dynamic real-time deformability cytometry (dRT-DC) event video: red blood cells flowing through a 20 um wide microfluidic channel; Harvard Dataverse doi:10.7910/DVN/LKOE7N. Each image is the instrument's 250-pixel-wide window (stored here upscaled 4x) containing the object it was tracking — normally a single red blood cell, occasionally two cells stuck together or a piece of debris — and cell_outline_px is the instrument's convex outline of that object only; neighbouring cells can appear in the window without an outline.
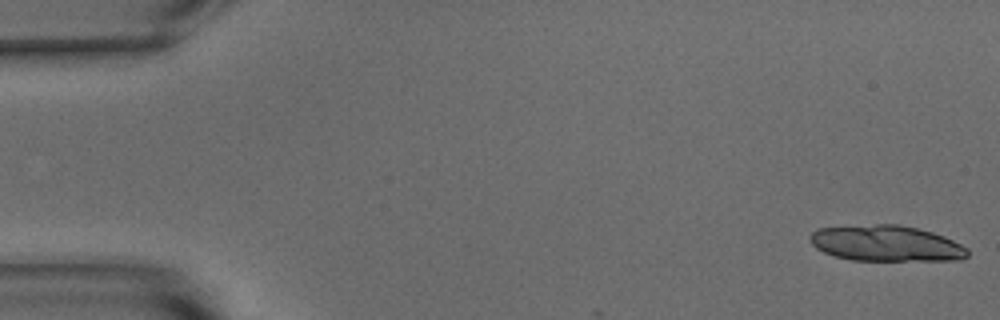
{"species": "common noctule bat (a hibernating species)", "species_latin": "Nyctalus noctula", "temperature_condition": "warm", "stored_images_in_passage": 3, "camera_frame_rate_fps": 3000, "um_per_image_px": 0.085, "animal": {"sex": "male", "body_mass_g": 15.6}, "frame": {"image": 1, "passage_image": 1, "time_ms": 0.0, "image_size_px": [1000, 320], "cell_outline_px": [[968, 256], [964, 260], [852, 260], [832, 256], [816, 248], [808, 240], [808, 236], [816, 228], [876, 224], [900, 224], [932, 232], [944, 236], [968, 248]], "centroid_in_image_um": [75.3, 20.69], "position_along_channel_um": 9.7, "area_um2": 33.18}}